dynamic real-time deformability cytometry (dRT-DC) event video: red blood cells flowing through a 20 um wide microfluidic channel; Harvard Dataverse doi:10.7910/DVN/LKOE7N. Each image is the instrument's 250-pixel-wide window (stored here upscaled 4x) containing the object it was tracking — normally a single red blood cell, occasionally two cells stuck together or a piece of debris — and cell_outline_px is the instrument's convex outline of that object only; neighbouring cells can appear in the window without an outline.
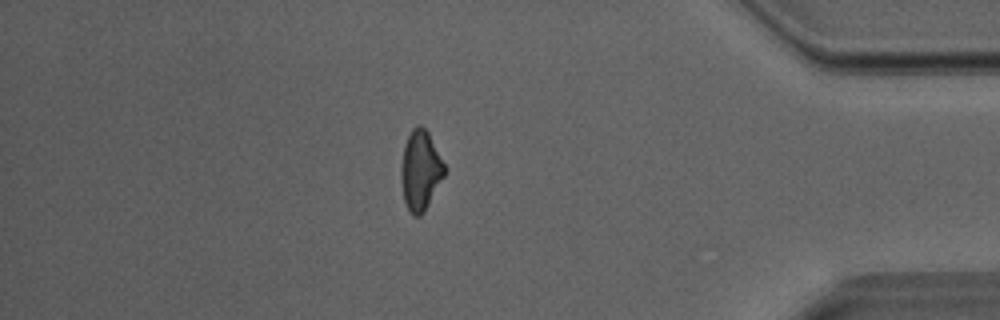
{"species": "Egyptian fruit bat (a non-hibernating species)", "species_latin": "Rousettus aegyptiacus", "temperature_condition": "room temperature", "stored_images_in_passage": 37, "camera_frame_rate_fps": 3000, "um_per_image_px": 0.085, "animal": {"sex": "male"}, "frame": {"image": 1, "passage_image": 32, "time_ms": 10.333, "image_size_px": [1000, 320], "cell_outline_px": [[448, 168], [444, 176], [424, 212], [420, 216], [412, 216], [408, 212], [404, 200], [400, 180], [400, 168], [404, 144], [412, 128], [416, 124], [420, 124], [428, 132]], "centroid_in_image_um": [35.73, 14.48], "position_along_channel_um": 399.5, "area_um2": 20.63}}
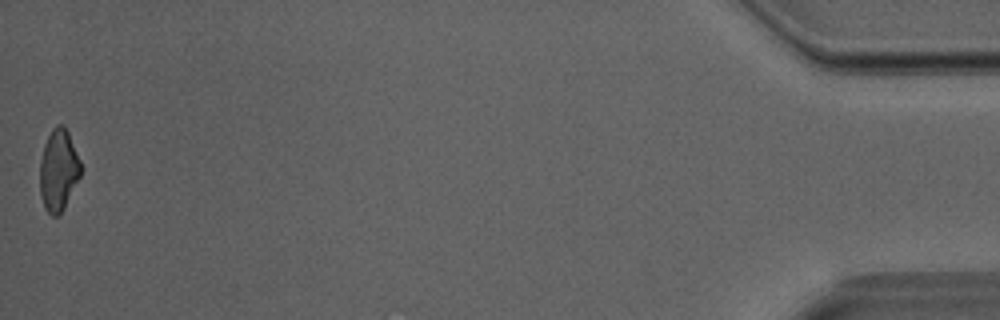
{"frame": {"image": 2, "passage_image": 37, "time_ms": 12.0, "image_size_px": [1000, 320], "cell_outline_px": [[80, 176], [64, 208], [56, 216], [52, 216], [44, 208], [40, 196], [40, 160], [44, 144], [52, 128], [56, 124], [64, 124], [68, 132], [80, 160]], "centroid_in_image_um": [4.95, 14.45], "position_along_channel_um": 430.2, "area_um2": 19.36}}